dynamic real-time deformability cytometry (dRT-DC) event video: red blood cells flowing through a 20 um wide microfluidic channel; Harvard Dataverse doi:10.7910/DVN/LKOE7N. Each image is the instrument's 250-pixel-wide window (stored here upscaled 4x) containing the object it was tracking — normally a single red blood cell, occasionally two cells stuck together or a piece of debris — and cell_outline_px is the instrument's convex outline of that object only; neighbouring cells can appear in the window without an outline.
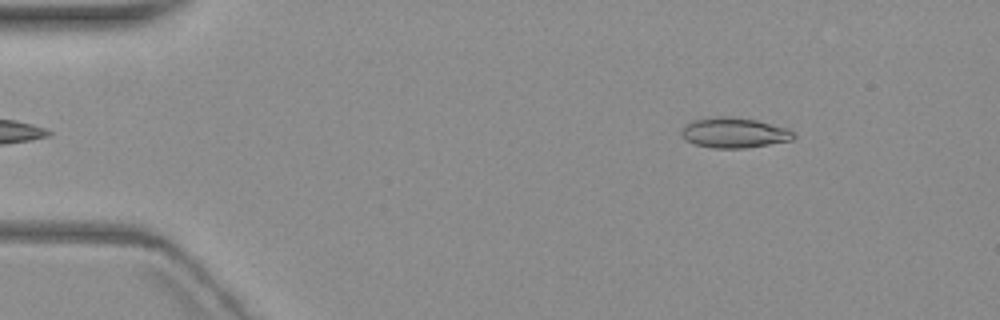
{"species": "common noctule bat (a hibernating species)", "species_latin": "Nyctalus noctula", "temperature_condition": "warm", "stored_images_in_passage": 5, "segment_of_instrument_passage": [2, 2], "camera_frame_rate_fps": 3000, "um_per_image_px": 0.085, "animal": {"sex": "female", "body_mass_g": 19.3, "forearm_length_mm": 54.1}, "frame": {"image": 1, "passage_image": 5, "time_ms": 4.667, "image_size_px": [1000, 320], "cell_outline_px": [[796, 136], [792, 140], [744, 148], [712, 148], [696, 144], [680, 136], [680, 132], [684, 124], [696, 120], [712, 116], [732, 116], [756, 120], [788, 128]], "centroid_in_image_um": [62.38, 11.27], "position_along_channel_um": 22.6, "area_um2": 19.77}}